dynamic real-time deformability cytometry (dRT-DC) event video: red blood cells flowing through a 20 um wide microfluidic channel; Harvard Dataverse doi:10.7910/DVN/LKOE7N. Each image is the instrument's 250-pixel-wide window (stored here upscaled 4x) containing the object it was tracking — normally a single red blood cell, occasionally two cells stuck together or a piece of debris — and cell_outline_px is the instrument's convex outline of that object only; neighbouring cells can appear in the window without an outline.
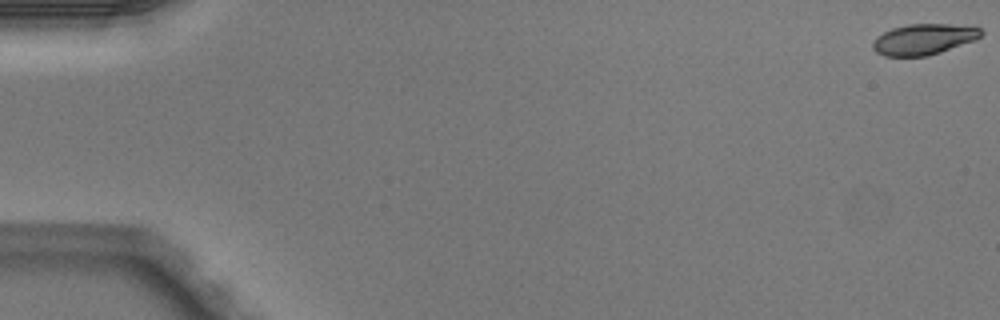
{"species": "Egyptian fruit bat (a non-hibernating species)", "species_latin": "Rousettus aegyptiacus", "temperature_condition": "warm", "stored_images_in_passage": 51, "camera_frame_rate_fps": 3000, "um_per_image_px": 0.085, "animal": {"sex": "male"}, "frame": {"image": 1, "passage_image": 1, "time_ms": 0.0, "image_size_px": [1000, 320], "cell_outline_px": [[984, 32], [976, 40], [928, 56], [884, 56], [876, 52], [872, 48], [872, 44], [876, 36], [892, 28], [908, 24], [948, 24], [980, 28]], "centroid_in_image_um": [78.49, 3.34], "position_along_channel_um": 6.5, "area_um2": 19.42}}
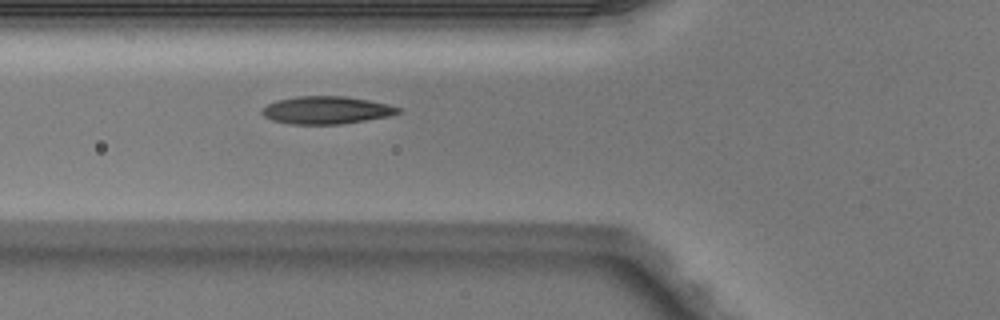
{"frame": {"image": 2, "passage_image": 20, "time_ms": 6.333, "image_size_px": [1000, 320], "cell_outline_px": [[400, 112], [388, 116], [340, 124], [288, 124], [272, 120], [264, 116], [260, 112], [260, 108], [276, 100], [296, 96], [344, 96], [368, 100], [388, 104], [400, 108]], "centroid_in_image_um": [27.67, 9.36], "position_along_channel_um": 98.1, "area_um2": 21.91}}
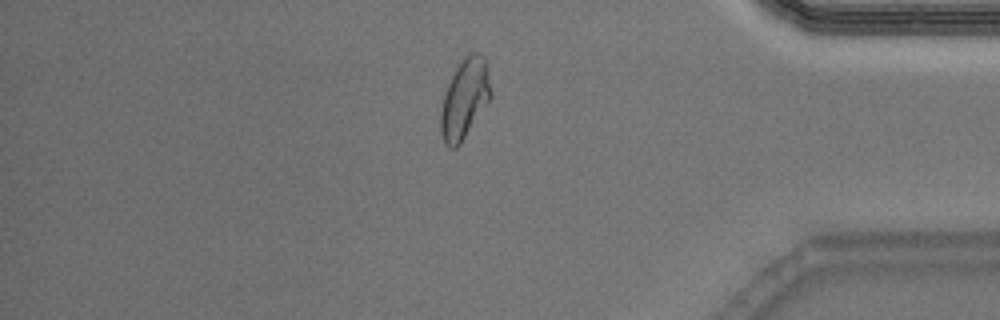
{"frame": {"image": 3, "passage_image": 44, "time_ms": 14.333, "image_size_px": [1000, 320], "cell_outline_px": [[492, 96], [460, 144], [456, 148], [448, 148], [440, 132], [440, 112], [444, 96], [448, 84], [456, 68], [464, 56], [472, 52], [480, 52], [484, 56], [488, 68], [492, 92]], "centroid_in_image_um": [39.51, 8.37], "position_along_channel_um": 395.7, "area_um2": 23.24}, "authors_computed_cell_mechanics": {"area_um2": 21.097, "velocity_mm_per_s": 4.041, "shape_relaxation_time_tau1_ms": 6.9758, "shape_relaxation_time_tau2_ms": 1.3226, "deformation_change_tau1": 0.2048, "deformation_change_tau2": 0.0531}}